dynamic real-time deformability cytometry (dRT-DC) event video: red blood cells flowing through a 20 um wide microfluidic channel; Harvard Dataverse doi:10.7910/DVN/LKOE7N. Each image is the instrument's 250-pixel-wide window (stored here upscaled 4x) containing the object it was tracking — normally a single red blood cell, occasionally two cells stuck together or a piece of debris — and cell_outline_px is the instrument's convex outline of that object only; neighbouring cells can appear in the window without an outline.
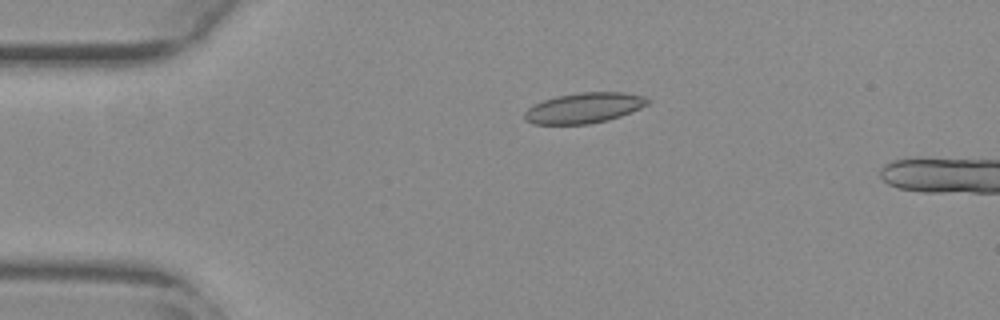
{"species": "common noctule bat (a hibernating species)", "species_latin": "Nyctalus noctula", "temperature_condition": "warm", "stored_images_in_passage": 16, "camera_frame_rate_fps": 3000, "um_per_image_px": 0.085, "animal": {"sex": "female", "body_mass_g": 29.2, "forearm_length_mm": 56.3}, "frame": {"image": 1, "passage_image": 12, "time_ms": 3.667, "image_size_px": [1000, 320], "cell_outline_px": [[652, 100], [648, 104], [640, 108], [620, 116], [608, 120], [588, 124], [532, 124], [524, 120], [524, 112], [528, 108], [544, 100], [556, 96], [580, 92], [624, 92], [644, 96]], "centroid_in_image_um": [49.65, 9.17], "position_along_channel_um": 35.3, "area_um2": 21.85}}